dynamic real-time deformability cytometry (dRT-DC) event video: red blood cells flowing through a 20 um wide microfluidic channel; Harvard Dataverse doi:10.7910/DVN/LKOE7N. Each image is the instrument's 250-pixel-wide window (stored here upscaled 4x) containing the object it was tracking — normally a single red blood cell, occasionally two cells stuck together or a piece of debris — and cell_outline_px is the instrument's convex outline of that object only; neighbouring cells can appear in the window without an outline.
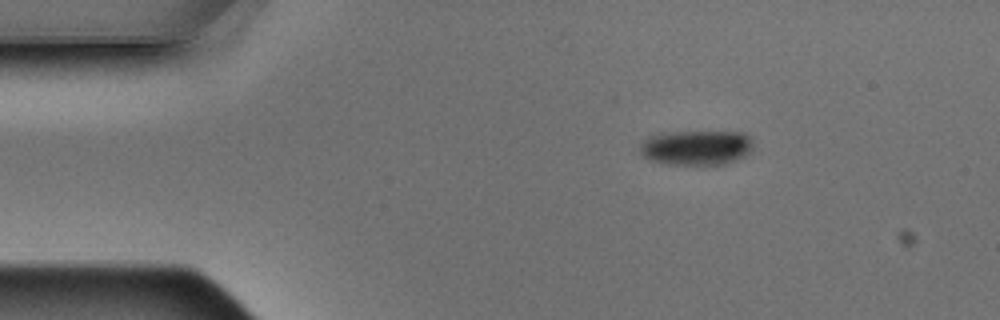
{"species": "Egyptian fruit bat (a non-hibernating species)", "species_latin": "Rousettus aegyptiacus", "temperature_condition": "warm", "stored_images_in_passage": 3, "camera_frame_rate_fps": 3000, "um_per_image_px": 0.085, "animal": {"sex": "male"}, "frame": {"image": 1, "passage_image": 1, "time_ms": 0.0, "image_size_px": [1000, 320], "cell_outline_px": [[752, 152], [736, 160], [724, 164], [668, 164], [652, 160], [644, 156], [640, 152], [640, 144], [648, 136], [660, 132], [744, 132], [752, 136]], "centroid_in_image_um": [59.22, 12.53], "position_along_channel_um": 25.8, "area_um2": 23.18}}